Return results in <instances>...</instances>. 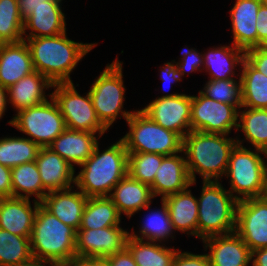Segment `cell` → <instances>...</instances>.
<instances>
[{
	"mask_svg": "<svg viewBox=\"0 0 267 266\" xmlns=\"http://www.w3.org/2000/svg\"><path fill=\"white\" fill-rule=\"evenodd\" d=\"M27 43L34 70L52 84L73 83L70 75L98 43H83L69 39L67 31L51 37L28 38Z\"/></svg>",
	"mask_w": 267,
	"mask_h": 266,
	"instance_id": "obj_1",
	"label": "cell"
},
{
	"mask_svg": "<svg viewBox=\"0 0 267 266\" xmlns=\"http://www.w3.org/2000/svg\"><path fill=\"white\" fill-rule=\"evenodd\" d=\"M220 133L190 131L183 138L182 151L191 181H222L236 137Z\"/></svg>",
	"mask_w": 267,
	"mask_h": 266,
	"instance_id": "obj_2",
	"label": "cell"
},
{
	"mask_svg": "<svg viewBox=\"0 0 267 266\" xmlns=\"http://www.w3.org/2000/svg\"><path fill=\"white\" fill-rule=\"evenodd\" d=\"M75 187L88 198L109 197L114 186L127 175L128 152L121 139L100 150L95 146L92 155L79 166Z\"/></svg>",
	"mask_w": 267,
	"mask_h": 266,
	"instance_id": "obj_3",
	"label": "cell"
},
{
	"mask_svg": "<svg viewBox=\"0 0 267 266\" xmlns=\"http://www.w3.org/2000/svg\"><path fill=\"white\" fill-rule=\"evenodd\" d=\"M223 181H202L198 200L197 238L228 234L236 228L238 200L226 189Z\"/></svg>",
	"mask_w": 267,
	"mask_h": 266,
	"instance_id": "obj_4",
	"label": "cell"
},
{
	"mask_svg": "<svg viewBox=\"0 0 267 266\" xmlns=\"http://www.w3.org/2000/svg\"><path fill=\"white\" fill-rule=\"evenodd\" d=\"M33 257L44 261L70 260L76 256V231L39 205L30 237Z\"/></svg>",
	"mask_w": 267,
	"mask_h": 266,
	"instance_id": "obj_5",
	"label": "cell"
},
{
	"mask_svg": "<svg viewBox=\"0 0 267 266\" xmlns=\"http://www.w3.org/2000/svg\"><path fill=\"white\" fill-rule=\"evenodd\" d=\"M248 147H234L224 176L229 180L227 189L238 201L261 197L267 178V153Z\"/></svg>",
	"mask_w": 267,
	"mask_h": 266,
	"instance_id": "obj_6",
	"label": "cell"
},
{
	"mask_svg": "<svg viewBox=\"0 0 267 266\" xmlns=\"http://www.w3.org/2000/svg\"><path fill=\"white\" fill-rule=\"evenodd\" d=\"M116 57L108 63L88 90L100 122L109 130L117 119L125 122L136 110L124 109L126 86L124 85L123 61Z\"/></svg>",
	"mask_w": 267,
	"mask_h": 266,
	"instance_id": "obj_7",
	"label": "cell"
},
{
	"mask_svg": "<svg viewBox=\"0 0 267 266\" xmlns=\"http://www.w3.org/2000/svg\"><path fill=\"white\" fill-rule=\"evenodd\" d=\"M128 131L120 139L128 153H158L170 156L182 152L183 138L152 121L139 108L126 121Z\"/></svg>",
	"mask_w": 267,
	"mask_h": 266,
	"instance_id": "obj_8",
	"label": "cell"
},
{
	"mask_svg": "<svg viewBox=\"0 0 267 266\" xmlns=\"http://www.w3.org/2000/svg\"><path fill=\"white\" fill-rule=\"evenodd\" d=\"M7 122L40 147H48L66 129L64 117L52 97L40 105L20 110Z\"/></svg>",
	"mask_w": 267,
	"mask_h": 266,
	"instance_id": "obj_9",
	"label": "cell"
},
{
	"mask_svg": "<svg viewBox=\"0 0 267 266\" xmlns=\"http://www.w3.org/2000/svg\"><path fill=\"white\" fill-rule=\"evenodd\" d=\"M52 90V98L64 117L67 129L96 133L104 137L108 129L100 122L89 91L79 94L74 83L53 84Z\"/></svg>",
	"mask_w": 267,
	"mask_h": 266,
	"instance_id": "obj_10",
	"label": "cell"
},
{
	"mask_svg": "<svg viewBox=\"0 0 267 266\" xmlns=\"http://www.w3.org/2000/svg\"><path fill=\"white\" fill-rule=\"evenodd\" d=\"M191 131L205 133H220L231 135L237 133L238 109L231 104H225L210 99L198 91L192 95Z\"/></svg>",
	"mask_w": 267,
	"mask_h": 266,
	"instance_id": "obj_11",
	"label": "cell"
},
{
	"mask_svg": "<svg viewBox=\"0 0 267 266\" xmlns=\"http://www.w3.org/2000/svg\"><path fill=\"white\" fill-rule=\"evenodd\" d=\"M192 95L181 93L167 98L155 97L140 109L152 121L182 138L191 131Z\"/></svg>",
	"mask_w": 267,
	"mask_h": 266,
	"instance_id": "obj_12",
	"label": "cell"
},
{
	"mask_svg": "<svg viewBox=\"0 0 267 266\" xmlns=\"http://www.w3.org/2000/svg\"><path fill=\"white\" fill-rule=\"evenodd\" d=\"M235 232L251 251L267 247V202L262 197L238 201Z\"/></svg>",
	"mask_w": 267,
	"mask_h": 266,
	"instance_id": "obj_13",
	"label": "cell"
},
{
	"mask_svg": "<svg viewBox=\"0 0 267 266\" xmlns=\"http://www.w3.org/2000/svg\"><path fill=\"white\" fill-rule=\"evenodd\" d=\"M130 229L112 226L76 231V256L107 258L126 248Z\"/></svg>",
	"mask_w": 267,
	"mask_h": 266,
	"instance_id": "obj_14",
	"label": "cell"
},
{
	"mask_svg": "<svg viewBox=\"0 0 267 266\" xmlns=\"http://www.w3.org/2000/svg\"><path fill=\"white\" fill-rule=\"evenodd\" d=\"M202 243L210 266H251L252 251L235 231L209 236Z\"/></svg>",
	"mask_w": 267,
	"mask_h": 266,
	"instance_id": "obj_15",
	"label": "cell"
},
{
	"mask_svg": "<svg viewBox=\"0 0 267 266\" xmlns=\"http://www.w3.org/2000/svg\"><path fill=\"white\" fill-rule=\"evenodd\" d=\"M261 0H235L229 10L232 44L245 52L258 47L257 13Z\"/></svg>",
	"mask_w": 267,
	"mask_h": 266,
	"instance_id": "obj_16",
	"label": "cell"
},
{
	"mask_svg": "<svg viewBox=\"0 0 267 266\" xmlns=\"http://www.w3.org/2000/svg\"><path fill=\"white\" fill-rule=\"evenodd\" d=\"M191 183L182 151L163 158L150 188L155 199L160 197L162 200L167 196L186 190Z\"/></svg>",
	"mask_w": 267,
	"mask_h": 266,
	"instance_id": "obj_17",
	"label": "cell"
},
{
	"mask_svg": "<svg viewBox=\"0 0 267 266\" xmlns=\"http://www.w3.org/2000/svg\"><path fill=\"white\" fill-rule=\"evenodd\" d=\"M47 193L75 187L76 168L49 147H41L35 160Z\"/></svg>",
	"mask_w": 267,
	"mask_h": 266,
	"instance_id": "obj_18",
	"label": "cell"
},
{
	"mask_svg": "<svg viewBox=\"0 0 267 266\" xmlns=\"http://www.w3.org/2000/svg\"><path fill=\"white\" fill-rule=\"evenodd\" d=\"M30 200L20 197L0 198V229L30 238L35 215L41 204Z\"/></svg>",
	"mask_w": 267,
	"mask_h": 266,
	"instance_id": "obj_19",
	"label": "cell"
},
{
	"mask_svg": "<svg viewBox=\"0 0 267 266\" xmlns=\"http://www.w3.org/2000/svg\"><path fill=\"white\" fill-rule=\"evenodd\" d=\"M228 44H220L217 47L214 45L206 49V52L203 51V72L205 71V75L208 74L209 80L241 79L240 72L245 59V51L232 43Z\"/></svg>",
	"mask_w": 267,
	"mask_h": 266,
	"instance_id": "obj_20",
	"label": "cell"
},
{
	"mask_svg": "<svg viewBox=\"0 0 267 266\" xmlns=\"http://www.w3.org/2000/svg\"><path fill=\"white\" fill-rule=\"evenodd\" d=\"M61 0H48V5L33 10L23 23L24 41L28 38L51 37L66 32V14Z\"/></svg>",
	"mask_w": 267,
	"mask_h": 266,
	"instance_id": "obj_21",
	"label": "cell"
},
{
	"mask_svg": "<svg viewBox=\"0 0 267 266\" xmlns=\"http://www.w3.org/2000/svg\"><path fill=\"white\" fill-rule=\"evenodd\" d=\"M52 86L53 84L44 75L34 71L7 89L8 104H11L13 110L15 109V113L40 105L52 97V93H49Z\"/></svg>",
	"mask_w": 267,
	"mask_h": 266,
	"instance_id": "obj_22",
	"label": "cell"
},
{
	"mask_svg": "<svg viewBox=\"0 0 267 266\" xmlns=\"http://www.w3.org/2000/svg\"><path fill=\"white\" fill-rule=\"evenodd\" d=\"M99 139L101 137L96 133L66 128L48 147L75 168L92 155Z\"/></svg>",
	"mask_w": 267,
	"mask_h": 266,
	"instance_id": "obj_23",
	"label": "cell"
},
{
	"mask_svg": "<svg viewBox=\"0 0 267 266\" xmlns=\"http://www.w3.org/2000/svg\"><path fill=\"white\" fill-rule=\"evenodd\" d=\"M87 200L84 193L72 187L47 193L41 204L61 222L77 231Z\"/></svg>",
	"mask_w": 267,
	"mask_h": 266,
	"instance_id": "obj_24",
	"label": "cell"
},
{
	"mask_svg": "<svg viewBox=\"0 0 267 266\" xmlns=\"http://www.w3.org/2000/svg\"><path fill=\"white\" fill-rule=\"evenodd\" d=\"M194 185L196 182L193 181L186 190L162 199L167 206L174 232L186 234L188 238H197L198 200L190 189Z\"/></svg>",
	"mask_w": 267,
	"mask_h": 266,
	"instance_id": "obj_25",
	"label": "cell"
},
{
	"mask_svg": "<svg viewBox=\"0 0 267 266\" xmlns=\"http://www.w3.org/2000/svg\"><path fill=\"white\" fill-rule=\"evenodd\" d=\"M109 198L120 215H125L128 220L155 199L150 186L132 179L128 174L114 186Z\"/></svg>",
	"mask_w": 267,
	"mask_h": 266,
	"instance_id": "obj_26",
	"label": "cell"
},
{
	"mask_svg": "<svg viewBox=\"0 0 267 266\" xmlns=\"http://www.w3.org/2000/svg\"><path fill=\"white\" fill-rule=\"evenodd\" d=\"M27 43H4L0 46V85L8 89L24 76L34 72Z\"/></svg>",
	"mask_w": 267,
	"mask_h": 266,
	"instance_id": "obj_27",
	"label": "cell"
},
{
	"mask_svg": "<svg viewBox=\"0 0 267 266\" xmlns=\"http://www.w3.org/2000/svg\"><path fill=\"white\" fill-rule=\"evenodd\" d=\"M237 145L262 150L267 153V109L241 107L238 110ZM247 145H244V143Z\"/></svg>",
	"mask_w": 267,
	"mask_h": 266,
	"instance_id": "obj_28",
	"label": "cell"
},
{
	"mask_svg": "<svg viewBox=\"0 0 267 266\" xmlns=\"http://www.w3.org/2000/svg\"><path fill=\"white\" fill-rule=\"evenodd\" d=\"M151 207V205H148L143 209L147 210V214L143 216L142 222L139 223L140 227L137 226L139 231L136 232L132 227L130 236L143 241L161 243H167L170 239H173L174 243L176 235L166 204L161 200V206L159 205L158 209H156L157 207L151 209Z\"/></svg>",
	"mask_w": 267,
	"mask_h": 266,
	"instance_id": "obj_29",
	"label": "cell"
},
{
	"mask_svg": "<svg viewBox=\"0 0 267 266\" xmlns=\"http://www.w3.org/2000/svg\"><path fill=\"white\" fill-rule=\"evenodd\" d=\"M126 248L137 266H172L178 249L166 246V243L143 241L129 236Z\"/></svg>",
	"mask_w": 267,
	"mask_h": 266,
	"instance_id": "obj_30",
	"label": "cell"
},
{
	"mask_svg": "<svg viewBox=\"0 0 267 266\" xmlns=\"http://www.w3.org/2000/svg\"><path fill=\"white\" fill-rule=\"evenodd\" d=\"M123 216L109 197L88 198L79 229L121 226Z\"/></svg>",
	"mask_w": 267,
	"mask_h": 266,
	"instance_id": "obj_31",
	"label": "cell"
},
{
	"mask_svg": "<svg viewBox=\"0 0 267 266\" xmlns=\"http://www.w3.org/2000/svg\"><path fill=\"white\" fill-rule=\"evenodd\" d=\"M13 197L27 198L42 202L47 194L35 161L11 168Z\"/></svg>",
	"mask_w": 267,
	"mask_h": 266,
	"instance_id": "obj_32",
	"label": "cell"
},
{
	"mask_svg": "<svg viewBox=\"0 0 267 266\" xmlns=\"http://www.w3.org/2000/svg\"><path fill=\"white\" fill-rule=\"evenodd\" d=\"M242 107L267 109V76L246 59L241 67Z\"/></svg>",
	"mask_w": 267,
	"mask_h": 266,
	"instance_id": "obj_33",
	"label": "cell"
},
{
	"mask_svg": "<svg viewBox=\"0 0 267 266\" xmlns=\"http://www.w3.org/2000/svg\"><path fill=\"white\" fill-rule=\"evenodd\" d=\"M40 146L30 139L18 136L0 138V164L8 168L32 162L37 159Z\"/></svg>",
	"mask_w": 267,
	"mask_h": 266,
	"instance_id": "obj_34",
	"label": "cell"
},
{
	"mask_svg": "<svg viewBox=\"0 0 267 266\" xmlns=\"http://www.w3.org/2000/svg\"><path fill=\"white\" fill-rule=\"evenodd\" d=\"M33 257L30 238L0 229V266H11Z\"/></svg>",
	"mask_w": 267,
	"mask_h": 266,
	"instance_id": "obj_35",
	"label": "cell"
},
{
	"mask_svg": "<svg viewBox=\"0 0 267 266\" xmlns=\"http://www.w3.org/2000/svg\"><path fill=\"white\" fill-rule=\"evenodd\" d=\"M24 20L17 0H0V38L4 43L24 40Z\"/></svg>",
	"mask_w": 267,
	"mask_h": 266,
	"instance_id": "obj_36",
	"label": "cell"
},
{
	"mask_svg": "<svg viewBox=\"0 0 267 266\" xmlns=\"http://www.w3.org/2000/svg\"><path fill=\"white\" fill-rule=\"evenodd\" d=\"M165 155L158 153H128L127 174L134 180L151 186Z\"/></svg>",
	"mask_w": 267,
	"mask_h": 266,
	"instance_id": "obj_37",
	"label": "cell"
},
{
	"mask_svg": "<svg viewBox=\"0 0 267 266\" xmlns=\"http://www.w3.org/2000/svg\"><path fill=\"white\" fill-rule=\"evenodd\" d=\"M201 90L203 95L221 103L234 105L238 110L242 107L241 79L207 80Z\"/></svg>",
	"mask_w": 267,
	"mask_h": 266,
	"instance_id": "obj_38",
	"label": "cell"
},
{
	"mask_svg": "<svg viewBox=\"0 0 267 266\" xmlns=\"http://www.w3.org/2000/svg\"><path fill=\"white\" fill-rule=\"evenodd\" d=\"M187 47V48H186ZM204 58L202 52L200 53L196 48L185 46L181 50V56L176 61L179 74L181 78L191 75L190 73L202 72L203 73Z\"/></svg>",
	"mask_w": 267,
	"mask_h": 266,
	"instance_id": "obj_39",
	"label": "cell"
},
{
	"mask_svg": "<svg viewBox=\"0 0 267 266\" xmlns=\"http://www.w3.org/2000/svg\"><path fill=\"white\" fill-rule=\"evenodd\" d=\"M175 61L176 60H171V62L166 61V62H164V64L162 66H159L160 69H159L158 76H159V79H161V81H162V84L164 86L163 88H165L166 84H169L171 86L166 85V87H169L171 89L173 87L172 86L173 84H176L178 82L180 84V82L183 80L179 74L178 67L176 66ZM169 88L168 89L165 88V90H164L161 87V91H163L165 94L163 93V94H161V96L158 95L157 97L167 98V97H173V96L180 94L179 92L168 93L170 91ZM166 89H167V91H166Z\"/></svg>",
	"mask_w": 267,
	"mask_h": 266,
	"instance_id": "obj_40",
	"label": "cell"
},
{
	"mask_svg": "<svg viewBox=\"0 0 267 266\" xmlns=\"http://www.w3.org/2000/svg\"><path fill=\"white\" fill-rule=\"evenodd\" d=\"M172 266H210V261L207 251L203 254H197L178 248Z\"/></svg>",
	"mask_w": 267,
	"mask_h": 266,
	"instance_id": "obj_41",
	"label": "cell"
},
{
	"mask_svg": "<svg viewBox=\"0 0 267 266\" xmlns=\"http://www.w3.org/2000/svg\"><path fill=\"white\" fill-rule=\"evenodd\" d=\"M245 59L258 71L267 76V46L255 47L245 52Z\"/></svg>",
	"mask_w": 267,
	"mask_h": 266,
	"instance_id": "obj_42",
	"label": "cell"
},
{
	"mask_svg": "<svg viewBox=\"0 0 267 266\" xmlns=\"http://www.w3.org/2000/svg\"><path fill=\"white\" fill-rule=\"evenodd\" d=\"M256 30L258 33V47L267 46V7L261 4L257 13Z\"/></svg>",
	"mask_w": 267,
	"mask_h": 266,
	"instance_id": "obj_43",
	"label": "cell"
},
{
	"mask_svg": "<svg viewBox=\"0 0 267 266\" xmlns=\"http://www.w3.org/2000/svg\"><path fill=\"white\" fill-rule=\"evenodd\" d=\"M13 197L11 168L0 164V198Z\"/></svg>",
	"mask_w": 267,
	"mask_h": 266,
	"instance_id": "obj_44",
	"label": "cell"
},
{
	"mask_svg": "<svg viewBox=\"0 0 267 266\" xmlns=\"http://www.w3.org/2000/svg\"><path fill=\"white\" fill-rule=\"evenodd\" d=\"M109 266H137L130 251L125 248L121 252L107 257Z\"/></svg>",
	"mask_w": 267,
	"mask_h": 266,
	"instance_id": "obj_45",
	"label": "cell"
},
{
	"mask_svg": "<svg viewBox=\"0 0 267 266\" xmlns=\"http://www.w3.org/2000/svg\"><path fill=\"white\" fill-rule=\"evenodd\" d=\"M19 5V12L25 20L28 16H30L34 9L48 5V0H17Z\"/></svg>",
	"mask_w": 267,
	"mask_h": 266,
	"instance_id": "obj_46",
	"label": "cell"
},
{
	"mask_svg": "<svg viewBox=\"0 0 267 266\" xmlns=\"http://www.w3.org/2000/svg\"><path fill=\"white\" fill-rule=\"evenodd\" d=\"M77 266H109L107 258L101 257H77Z\"/></svg>",
	"mask_w": 267,
	"mask_h": 266,
	"instance_id": "obj_47",
	"label": "cell"
},
{
	"mask_svg": "<svg viewBox=\"0 0 267 266\" xmlns=\"http://www.w3.org/2000/svg\"><path fill=\"white\" fill-rule=\"evenodd\" d=\"M251 265L267 266V247L252 251Z\"/></svg>",
	"mask_w": 267,
	"mask_h": 266,
	"instance_id": "obj_48",
	"label": "cell"
},
{
	"mask_svg": "<svg viewBox=\"0 0 267 266\" xmlns=\"http://www.w3.org/2000/svg\"><path fill=\"white\" fill-rule=\"evenodd\" d=\"M8 108L7 89L0 85V121L5 116Z\"/></svg>",
	"mask_w": 267,
	"mask_h": 266,
	"instance_id": "obj_49",
	"label": "cell"
},
{
	"mask_svg": "<svg viewBox=\"0 0 267 266\" xmlns=\"http://www.w3.org/2000/svg\"><path fill=\"white\" fill-rule=\"evenodd\" d=\"M11 266H48V261L36 259L35 257H32L28 261L18 263Z\"/></svg>",
	"mask_w": 267,
	"mask_h": 266,
	"instance_id": "obj_50",
	"label": "cell"
},
{
	"mask_svg": "<svg viewBox=\"0 0 267 266\" xmlns=\"http://www.w3.org/2000/svg\"><path fill=\"white\" fill-rule=\"evenodd\" d=\"M48 266H77V257L70 260L49 261Z\"/></svg>",
	"mask_w": 267,
	"mask_h": 266,
	"instance_id": "obj_51",
	"label": "cell"
},
{
	"mask_svg": "<svg viewBox=\"0 0 267 266\" xmlns=\"http://www.w3.org/2000/svg\"><path fill=\"white\" fill-rule=\"evenodd\" d=\"M261 197L267 202V178H266V181H265V186L263 188V193H262Z\"/></svg>",
	"mask_w": 267,
	"mask_h": 266,
	"instance_id": "obj_52",
	"label": "cell"
},
{
	"mask_svg": "<svg viewBox=\"0 0 267 266\" xmlns=\"http://www.w3.org/2000/svg\"><path fill=\"white\" fill-rule=\"evenodd\" d=\"M262 4L267 7V0H261Z\"/></svg>",
	"mask_w": 267,
	"mask_h": 266,
	"instance_id": "obj_53",
	"label": "cell"
},
{
	"mask_svg": "<svg viewBox=\"0 0 267 266\" xmlns=\"http://www.w3.org/2000/svg\"><path fill=\"white\" fill-rule=\"evenodd\" d=\"M3 44H4V42L0 38V46H2Z\"/></svg>",
	"mask_w": 267,
	"mask_h": 266,
	"instance_id": "obj_54",
	"label": "cell"
}]
</instances>
